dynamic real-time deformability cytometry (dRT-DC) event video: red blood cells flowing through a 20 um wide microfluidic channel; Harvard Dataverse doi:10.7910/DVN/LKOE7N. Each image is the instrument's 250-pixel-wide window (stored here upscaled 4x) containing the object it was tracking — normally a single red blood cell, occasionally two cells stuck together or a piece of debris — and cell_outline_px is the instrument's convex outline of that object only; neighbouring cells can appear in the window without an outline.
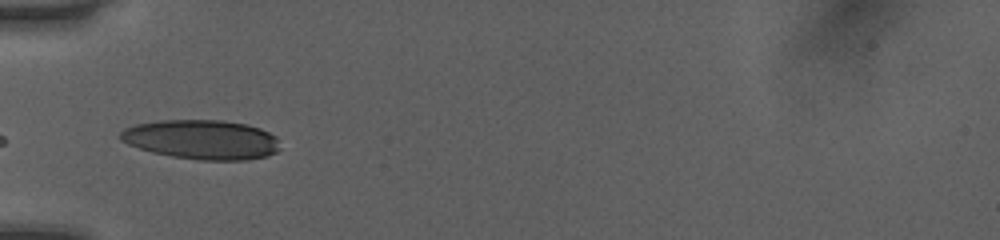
{"species": "human", "species_latin": "Homo sapiens", "temperature_condition": "room temperature", "stored_images_in_passage": 22, "camera_frame_rate_fps": 3000, "um_per_image_px": 0.085, "donor": {"sex": "female"}, "frame": {"image": 1, "passage_image": 1, "time_ms": 0.0, "image_size_px": [1000, 240], "cell_outline_px": [[280, 148], [276, 152], [268, 156], [248, 160], [200, 160], [172, 156], [152, 152], [128, 144], [120, 140], [120, 132], [124, 128], [136, 124], [156, 120], [220, 120], [248, 124], [260, 128], [276, 136]], "centroid_in_image_um": [17.16, 11.86], "position_along_channel_um": 67.8, "area_um2": 36.88}}